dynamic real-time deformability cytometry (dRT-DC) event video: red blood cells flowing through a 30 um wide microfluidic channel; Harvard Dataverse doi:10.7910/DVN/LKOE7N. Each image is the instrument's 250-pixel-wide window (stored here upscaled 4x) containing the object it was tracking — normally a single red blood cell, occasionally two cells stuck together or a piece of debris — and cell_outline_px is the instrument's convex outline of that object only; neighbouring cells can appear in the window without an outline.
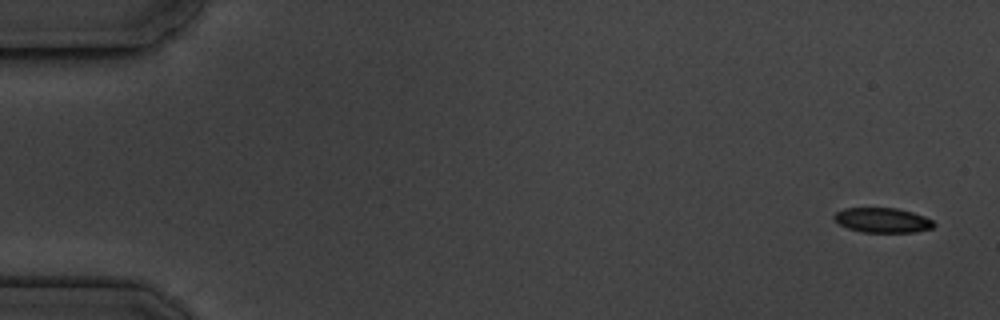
{"species": "common noctule bat (a hibernating species)", "species_latin": "Nyctalus noctula", "temperature_condition": "cold", "stored_images_in_passage": 6, "camera_frame_rate_fps": 3000, "um_per_image_px": 0.085, "animal": {"sex": "male", "body_mass_g": 19.5, "forearm_length_mm": 54.6}, "frame": {"image": 1, "passage_image": 1, "time_ms": 0.0, "image_size_px": [1000, 320], "cell_outline_px": [[936, 224], [932, 228], [916, 232], [860, 232], [848, 228], [840, 224], [832, 216], [836, 212], [844, 208], [896, 208], [912, 212], [924, 216], [932, 220]], "centroid_in_image_um": [75.02, 18.72], "position_along_channel_um": 10.0, "area_um2": 14.39}}
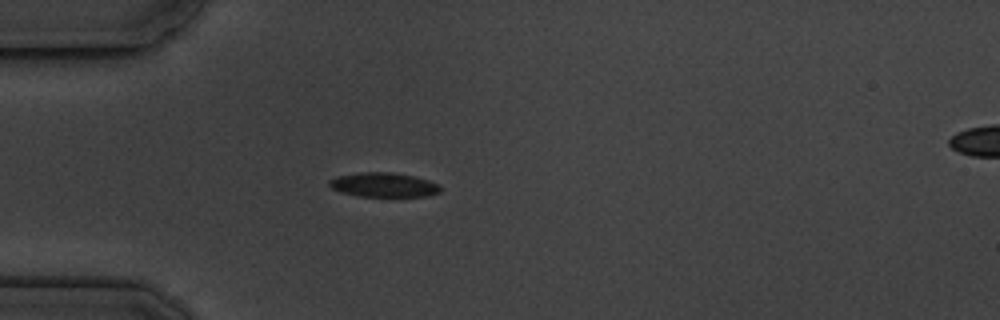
{"frame": {"image": 2, "passage_image": 5, "time_ms": 4.667, "image_size_px": [1000, 320], "cell_outline_px": [[440, 192], [428, 196], [356, 196], [340, 192], [332, 188], [328, 184], [328, 180], [336, 176], [360, 172], [392, 172], [412, 176], [428, 180], [440, 184]], "centroid_in_image_um": [32.58, 15.71], "position_along_channel_um": 52.4, "area_um2": 15.84}}